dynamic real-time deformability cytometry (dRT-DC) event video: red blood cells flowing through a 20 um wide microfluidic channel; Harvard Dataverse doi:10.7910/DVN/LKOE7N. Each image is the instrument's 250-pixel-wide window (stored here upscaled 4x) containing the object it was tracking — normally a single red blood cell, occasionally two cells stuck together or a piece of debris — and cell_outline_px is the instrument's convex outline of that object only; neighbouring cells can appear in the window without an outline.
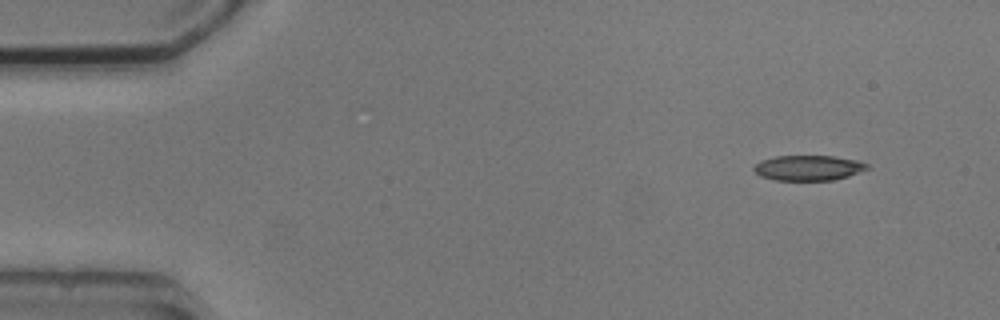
{"species": "common noctule bat (a hibernating species)", "species_latin": "Nyctalus noctula", "temperature_condition": "cold", "stored_images_in_passage": 4, "camera_frame_rate_fps": 3000, "um_per_image_px": 0.085, "animal": {"sex": "male", "body_mass_g": 20.5, "forearm_length_mm": 52.5}, "frame": {"image": 1, "passage_image": 1, "time_ms": 0.0, "image_size_px": [1000, 320], "cell_outline_px": [[872, 168], [848, 176], [832, 180], [772, 180], [760, 176], [752, 168], [760, 160], [776, 156], [836, 156], [856, 160], [868, 164]], "centroid_in_image_um": [68.72, 14.27], "position_along_channel_um": 16.3, "area_um2": 16.76}}
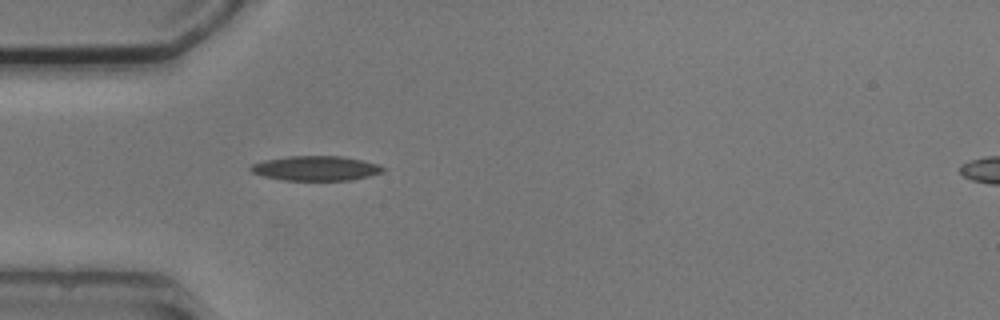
{"frame": {"image": 2, "passage_image": 4, "time_ms": 3.667, "image_size_px": [1000, 320], "cell_outline_px": [[388, 168], [384, 172], [352, 180], [284, 180], [264, 176], [252, 172], [248, 168], [252, 164], [264, 160], [288, 156], [344, 156], [380, 164]], "centroid_in_image_um": [26.9, 14.3], "position_along_channel_um": 58.1, "area_um2": 19.19}}